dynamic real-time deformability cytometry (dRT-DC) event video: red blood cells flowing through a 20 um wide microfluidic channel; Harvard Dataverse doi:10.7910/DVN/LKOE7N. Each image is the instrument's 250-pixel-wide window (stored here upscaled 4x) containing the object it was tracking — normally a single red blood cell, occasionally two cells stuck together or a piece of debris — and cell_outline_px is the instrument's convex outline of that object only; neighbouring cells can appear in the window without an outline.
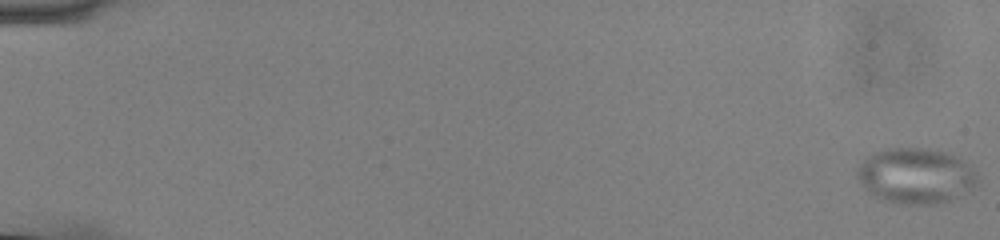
{"species": "common noctule bat (a hibernating species)", "species_latin": "Nyctalus noctula", "temperature_condition": "cold", "stored_images_in_passage": 57, "camera_frame_rate_fps": 3000, "um_per_image_px": 0.085, "animal": {"sex": "male", "body_mass_g": 13.0, "forearm_length_mm": 53.1}, "frame": {"image": 1, "passage_image": 1, "time_ms": 0.0, "image_size_px": [1000, 240], "cell_outline_px": [[980, 180], [972, 188], [948, 200], [936, 204], [904, 204], [880, 200], [864, 188], [856, 176], [856, 168], [868, 156], [876, 152], [888, 148], [928, 148], [944, 152], [956, 156], [976, 172]], "centroid_in_image_um": [77.8, 14.94], "position_along_channel_um": 7.2, "area_um2": 38.73}}
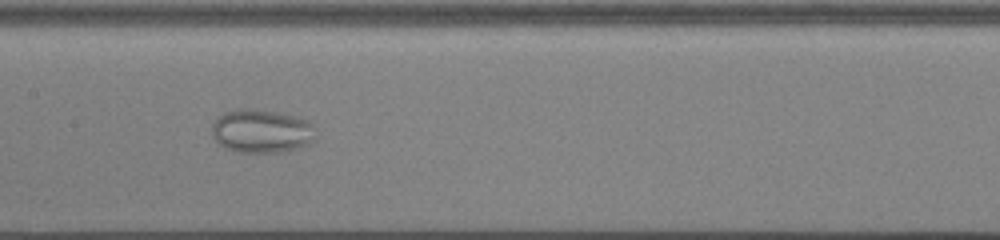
{"frame": {"image": 2, "passage_image": 30, "time_ms": 9.667, "image_size_px": [1000, 240], "cell_outline_px": [[316, 140], [308, 144], [288, 152], [240, 152], [224, 148], [212, 136], [212, 124], [224, 112], [236, 108], [248, 108], [280, 112], [296, 116], [308, 120], [312, 124], [316, 136]], "centroid_in_image_um": [22.26, 11.14], "position_along_channel_um": 185.1, "area_um2": 26.7}}
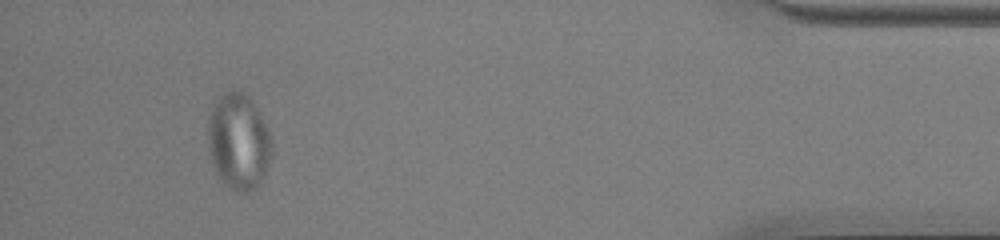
{"frame": {"image": 3, "passage_image": 53, "time_ms": 17.333, "image_size_px": [1000, 240], "cell_outline_px": [[272, 152], [264, 176], [260, 184], [256, 188], [244, 196], [228, 188], [224, 184], [216, 172], [212, 164], [208, 148], [208, 116], [212, 100], [224, 92], [232, 88], [244, 92], [252, 100], [268, 128], [272, 140]], "centroid_in_image_um": [20.26, 12.03], "position_along_channel_um": 414.9, "area_um2": 36.88}}